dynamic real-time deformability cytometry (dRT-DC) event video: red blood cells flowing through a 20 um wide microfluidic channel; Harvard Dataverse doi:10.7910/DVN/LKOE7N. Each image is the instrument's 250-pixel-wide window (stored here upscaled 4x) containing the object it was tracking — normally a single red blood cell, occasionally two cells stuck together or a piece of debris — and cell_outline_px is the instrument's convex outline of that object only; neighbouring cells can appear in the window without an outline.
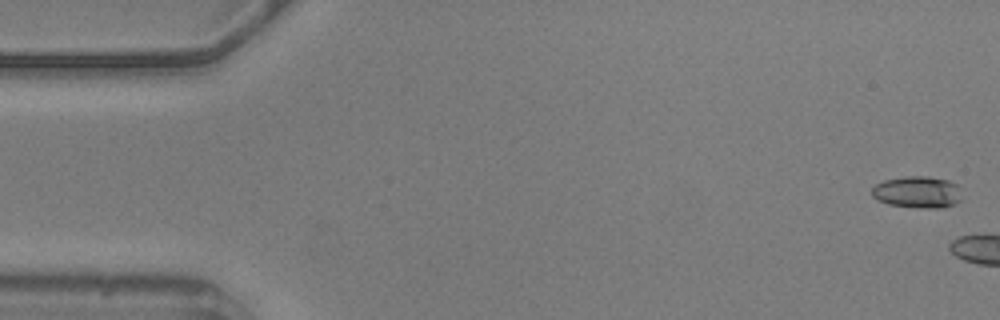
{"species": "common noctule bat (a hibernating species)", "species_latin": "Nyctalus noctula", "temperature_condition": "warm", "stored_images_in_passage": 5, "camera_frame_rate_fps": 3000, "um_per_image_px": 0.085, "animal": {"sex": "male", "body_mass_g": 20.5, "forearm_length_mm": 52.5}, "frame": {"image": 1, "passage_image": 2, "time_ms": 0.333, "image_size_px": [1000, 320], "cell_outline_px": [[960, 200], [956, 204], [944, 208], [920, 208], [888, 204], [876, 200], [872, 196], [872, 188], [876, 184], [884, 180], [904, 176], [928, 176], [948, 180], [956, 184]], "centroid_in_image_um": [77.95, 16.33], "position_along_channel_um": 7.1, "area_um2": 16.7}}